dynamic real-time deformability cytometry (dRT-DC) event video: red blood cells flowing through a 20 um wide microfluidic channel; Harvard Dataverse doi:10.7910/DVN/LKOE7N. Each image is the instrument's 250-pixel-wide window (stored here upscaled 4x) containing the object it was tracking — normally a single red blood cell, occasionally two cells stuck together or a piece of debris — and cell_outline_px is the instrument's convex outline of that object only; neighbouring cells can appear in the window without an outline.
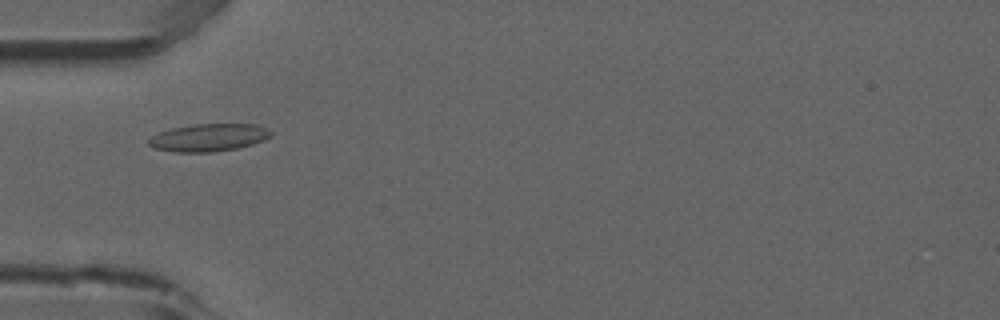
{"species": "common noctule bat (a hibernating species)", "species_latin": "Nyctalus noctula", "temperature_condition": "room temperature", "stored_images_in_passage": 5, "camera_frame_rate_fps": 3000, "um_per_image_px": 0.085, "animal": {"sex": "male", "forearm_length_mm": 52.5}, "frame": {"image": 1, "passage_image": 2, "time_ms": 0.333, "image_size_px": [1000, 320], "cell_outline_px": [[272, 136], [264, 140], [252, 144], [236, 148], [212, 152], [172, 152], [156, 148], [148, 144], [148, 140], [152, 136], [160, 132], [172, 128], [192, 124], [256, 124], [268, 128], [272, 132]], "centroid_in_image_um": [17.76, 11.68], "position_along_channel_um": 67.2, "area_um2": 19.65}}
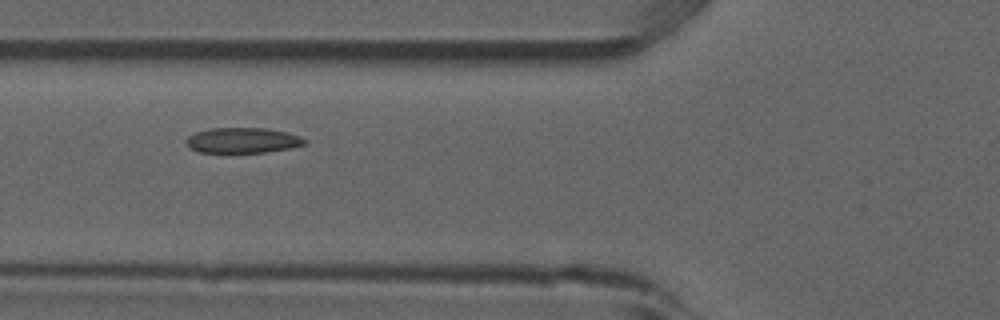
{"frame": {"image": 2, "passage_image": 3, "time_ms": 0.667, "image_size_px": [1000, 320], "cell_outline_px": [[308, 140], [304, 144], [288, 148], [264, 152], [200, 152], [188, 148], [184, 140], [188, 136], [196, 132], [212, 128], [268, 128], [300, 136]], "centroid_in_image_um": [20.58, 11.92], "position_along_channel_um": 105.2, "area_um2": 17.4}}
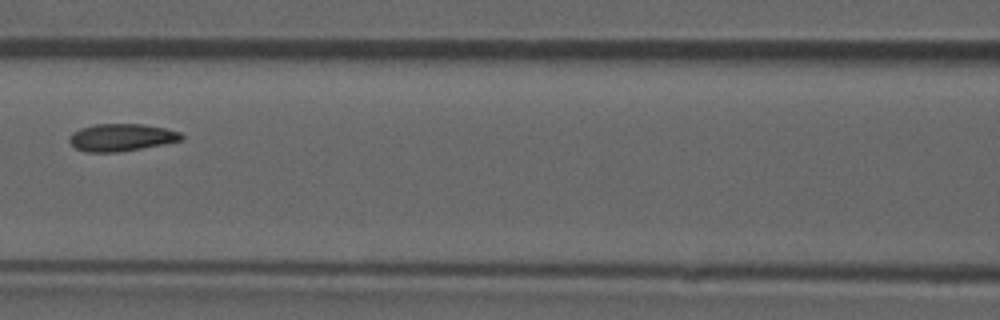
{"frame": {"image": 3, "passage_image": 4, "time_ms": 1.0, "image_size_px": [1000, 320], "cell_outline_px": [[184, 136], [180, 140], [164, 144], [116, 152], [88, 152], [76, 148], [68, 140], [68, 136], [72, 132], [80, 128], [96, 124], [140, 124], [164, 128], [180, 132]], "centroid_in_image_um": [10.28, 11.67], "position_along_channel_um": 156.3, "area_um2": 17.69}}